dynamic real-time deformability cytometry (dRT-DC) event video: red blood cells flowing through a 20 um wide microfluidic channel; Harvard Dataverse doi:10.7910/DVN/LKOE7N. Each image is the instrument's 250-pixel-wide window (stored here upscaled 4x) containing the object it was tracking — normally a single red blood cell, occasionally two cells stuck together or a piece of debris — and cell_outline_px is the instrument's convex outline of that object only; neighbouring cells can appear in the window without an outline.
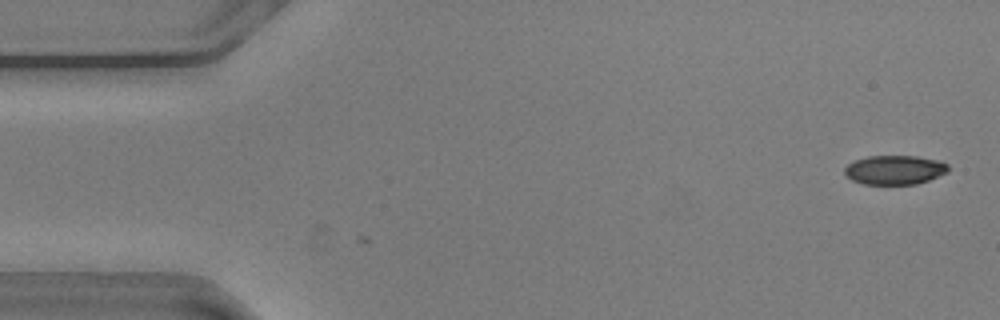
{"species": "common noctule bat (a hibernating species)", "species_latin": "Nyctalus noctula", "temperature_condition": "warm", "stored_images_in_passage": 9, "camera_frame_rate_fps": 3000, "um_per_image_px": 0.085, "animal": {"sex": "male", "body_mass_g": 20.5, "forearm_length_mm": 52.5}, "frame": {"image": 1, "passage_image": 2, "time_ms": 0.333, "image_size_px": [1000, 320], "cell_outline_px": [[948, 172], [928, 180], [916, 184], [864, 184], [852, 180], [844, 172], [844, 168], [848, 164], [856, 160], [868, 156], [916, 156], [940, 160], [948, 164]], "centroid_in_image_um": [76.07, 14.43], "position_along_channel_um": 8.9, "area_um2": 17.57}}